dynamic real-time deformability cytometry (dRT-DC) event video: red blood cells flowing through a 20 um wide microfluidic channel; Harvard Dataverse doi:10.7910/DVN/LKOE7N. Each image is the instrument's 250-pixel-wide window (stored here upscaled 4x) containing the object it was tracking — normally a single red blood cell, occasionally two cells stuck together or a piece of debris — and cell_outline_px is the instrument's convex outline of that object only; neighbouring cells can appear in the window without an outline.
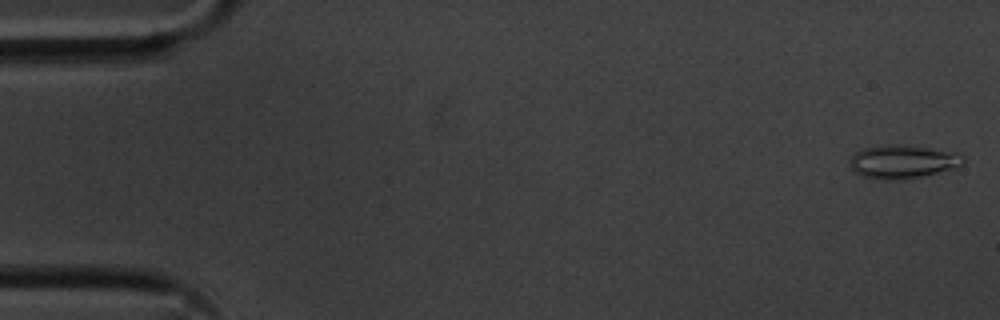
{"species": "common noctule bat (a hibernating species)", "species_latin": "Nyctalus noctula", "temperature_condition": "cold", "stored_images_in_passage": 56, "camera_frame_rate_fps": 3000, "um_per_image_px": 0.085, "animal": {"sex": "male", "body_mass_g": 20.1, "forearm_length_mm": 53.5}, "frame": {"image": 1, "passage_image": 1, "time_ms": 0.0, "image_size_px": [1000, 320], "cell_outline_px": [[964, 164], [952, 168], [920, 176], [900, 180], [884, 180], [864, 176], [856, 172], [848, 164], [848, 160], [856, 152], [864, 148], [892, 144], [908, 144], [952, 152], [964, 156]], "centroid_in_image_um": [76.7, 13.73], "position_along_channel_um": 8.3, "area_um2": 21.91}}
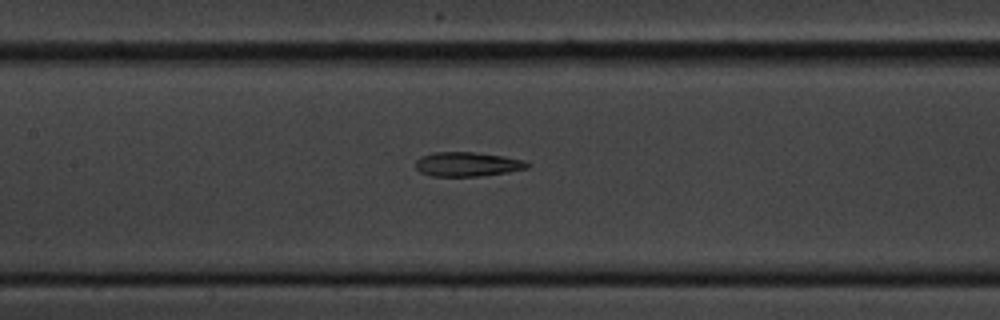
{"frame": {"image": 2, "passage_image": 25, "time_ms": 8.0, "image_size_px": [1000, 320], "cell_outline_px": [[532, 164], [528, 168], [508, 172], [480, 176], [432, 176], [420, 172], [416, 168], [416, 160], [420, 156], [432, 152], [476, 152], [504, 156], [524, 160]], "centroid_in_image_um": [39.74, 13.95], "position_along_channel_um": 167.7, "area_um2": 16.01}}
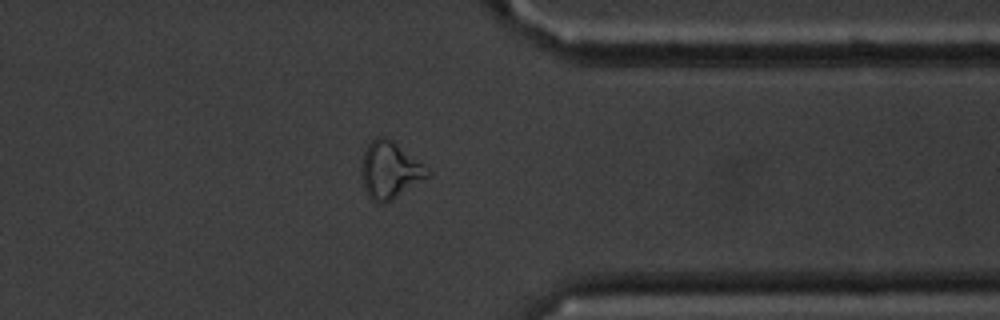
{"frame": {"image": 3, "passage_image": 43, "time_ms": 14.0, "image_size_px": [1000, 320], "cell_outline_px": [[432, 176], [392, 200], [384, 204], [380, 204], [372, 200], [368, 196], [364, 188], [360, 176], [360, 164], [364, 152], [368, 144], [376, 136], [388, 136], [432, 172]], "centroid_in_image_um": [33.13, 14.48], "position_along_channel_um": 378.3, "area_um2": 22.43}}